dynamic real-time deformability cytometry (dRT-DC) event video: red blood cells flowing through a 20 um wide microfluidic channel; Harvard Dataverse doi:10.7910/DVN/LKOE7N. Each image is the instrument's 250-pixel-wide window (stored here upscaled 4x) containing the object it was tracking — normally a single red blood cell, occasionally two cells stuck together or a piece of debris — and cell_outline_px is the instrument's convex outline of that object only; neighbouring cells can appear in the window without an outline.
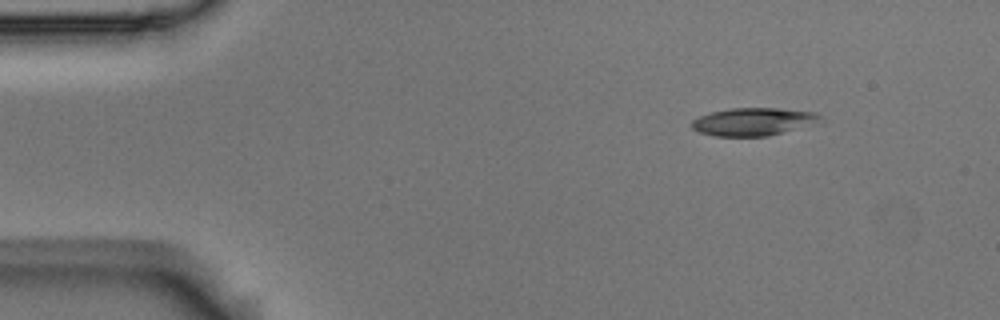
{"species": "Egyptian fruit bat (a non-hibernating species)", "species_latin": "Rousettus aegyptiacus", "temperature_condition": "room temperature", "stored_images_in_passage": 2, "camera_frame_rate_fps": 3000, "um_per_image_px": 0.085, "animal": {"sex": "male"}, "frame": {"image": 1, "passage_image": 2, "time_ms": 0.333, "image_size_px": [1000, 320], "cell_outline_px": [[824, 120], [820, 124], [768, 136], [716, 136], [700, 132], [692, 128], [692, 120], [700, 116], [712, 112], [732, 108], [780, 108], [816, 112], [824, 116]], "centroid_in_image_um": [64.18, 10.34], "position_along_channel_um": 20.8, "area_um2": 21.21}}